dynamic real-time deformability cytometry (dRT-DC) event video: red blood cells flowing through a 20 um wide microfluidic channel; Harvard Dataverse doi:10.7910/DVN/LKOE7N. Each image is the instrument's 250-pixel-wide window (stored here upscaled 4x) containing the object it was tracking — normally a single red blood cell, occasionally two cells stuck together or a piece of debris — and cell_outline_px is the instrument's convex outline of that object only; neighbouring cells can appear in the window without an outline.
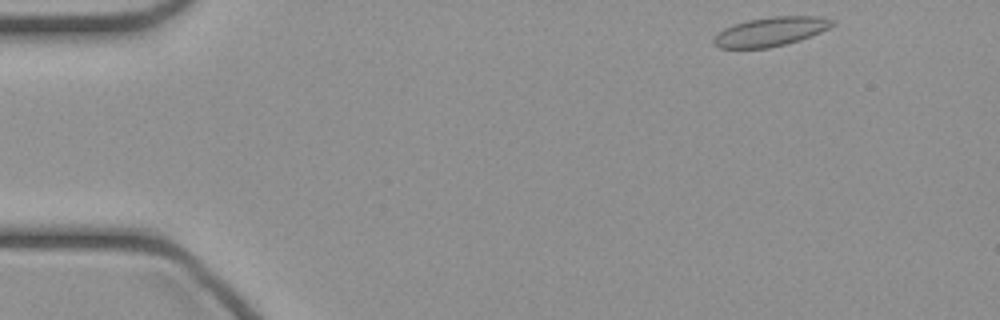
{"species": "common noctule bat (a hibernating species)", "species_latin": "Nyctalus noctula", "temperature_condition": "cold", "stored_images_in_passage": 42, "camera_frame_rate_fps": 3000, "um_per_image_px": 0.085, "animal": {"sex": "female", "body_mass_g": 21.9}, "frame": {"image": 1, "passage_image": 1, "time_ms": 0.0, "image_size_px": [1000, 320], "cell_outline_px": [[836, 24], [820, 32], [800, 40], [768, 48], [720, 48], [712, 44], [712, 40], [724, 28], [732, 24], [748, 20], [772, 16], [820, 16], [836, 20]], "centroid_in_image_um": [65.52, 2.68], "position_along_channel_um": 19.5, "area_um2": 20.17}}
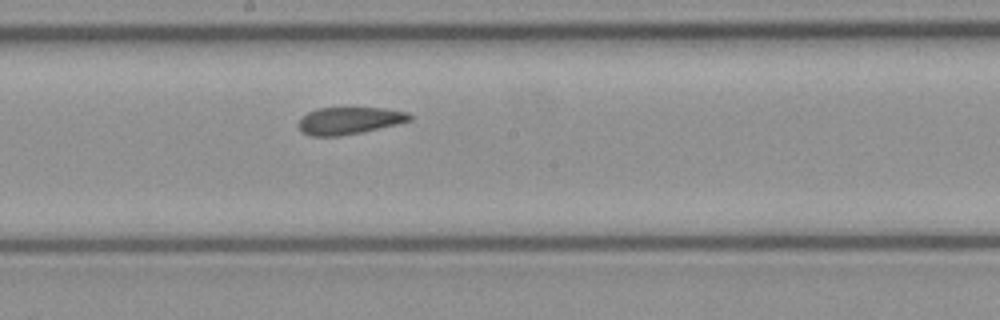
{"frame": {"image": 2, "passage_image": 21, "time_ms": 6.667, "image_size_px": [1000, 320], "cell_outline_px": [[412, 120], [396, 124], [360, 132], [340, 136], [312, 136], [300, 132], [300, 116], [316, 108], [384, 108], [408, 112], [412, 116]], "centroid_in_image_um": [29.67, 10.25], "position_along_channel_um": 218.5, "area_um2": 17.51}}
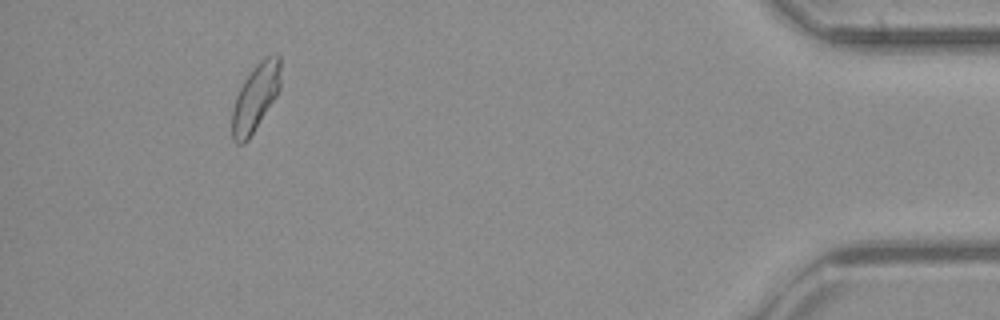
{"frame": {"image": 3, "passage_image": 39, "time_ms": 12.667, "image_size_px": [1000, 320], "cell_outline_px": [[280, 88], [276, 96], [248, 140], [244, 144], [236, 144], [232, 140], [232, 108], [236, 96], [244, 80], [252, 68], [264, 56], [276, 52], [280, 52]], "centroid_in_image_um": [21.72, 8.25], "position_along_channel_um": 413.5, "area_um2": 19.19}}